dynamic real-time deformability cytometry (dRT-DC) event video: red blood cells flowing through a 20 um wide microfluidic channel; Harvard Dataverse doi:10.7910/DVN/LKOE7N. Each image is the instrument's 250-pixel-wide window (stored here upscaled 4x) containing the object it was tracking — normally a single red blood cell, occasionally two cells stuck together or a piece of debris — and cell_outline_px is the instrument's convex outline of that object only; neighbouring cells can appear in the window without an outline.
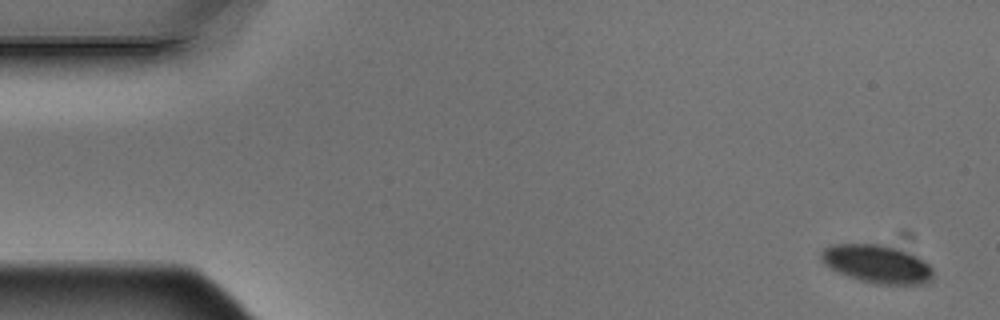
{"species": "Egyptian fruit bat (a non-hibernating species)", "species_latin": "Rousettus aegyptiacus", "temperature_condition": "warm", "stored_images_in_passage": 6, "camera_frame_rate_fps": 3000, "um_per_image_px": 0.085, "animal": {"sex": "male"}, "frame": {"image": 1, "passage_image": 1, "time_ms": 0.0, "image_size_px": [1000, 320], "cell_outline_px": [[932, 280], [924, 284], [876, 284], [860, 280], [848, 276], [824, 264], [820, 256], [820, 252], [824, 248], [832, 244], [884, 244], [916, 256], [924, 260], [932, 268]], "centroid_in_image_um": [74.55, 22.43], "position_along_channel_um": 10.5, "area_um2": 24.74}}